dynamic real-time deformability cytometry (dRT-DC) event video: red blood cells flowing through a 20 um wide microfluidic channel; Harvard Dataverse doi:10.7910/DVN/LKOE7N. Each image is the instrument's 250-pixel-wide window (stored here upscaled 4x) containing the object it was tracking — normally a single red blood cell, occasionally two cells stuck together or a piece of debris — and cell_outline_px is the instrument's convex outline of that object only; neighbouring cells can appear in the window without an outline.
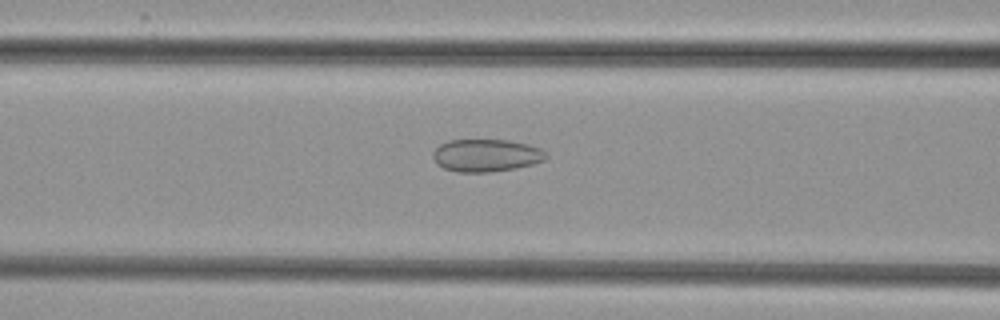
{"species": "common noctule bat (a hibernating species)", "species_latin": "Nyctalus noctula", "temperature_condition": "cold", "stored_images_in_passage": 43, "camera_frame_rate_fps": 3000, "um_per_image_px": 0.085, "animal": {"sex": "female", "body_mass_g": 29.2, "forearm_length_mm": 56.3}, "frame": {"image": 1, "passage_image": 12, "time_ms": 3.667, "image_size_px": [1000, 320], "cell_outline_px": [[548, 156], [544, 160], [532, 164], [516, 168], [488, 172], [456, 172], [444, 168], [436, 164], [432, 156], [432, 152], [440, 144], [448, 140], [508, 140], [528, 144], [540, 148]], "centroid_in_image_um": [41.29, 13.21], "position_along_channel_um": 125.3, "area_um2": 21.5}}
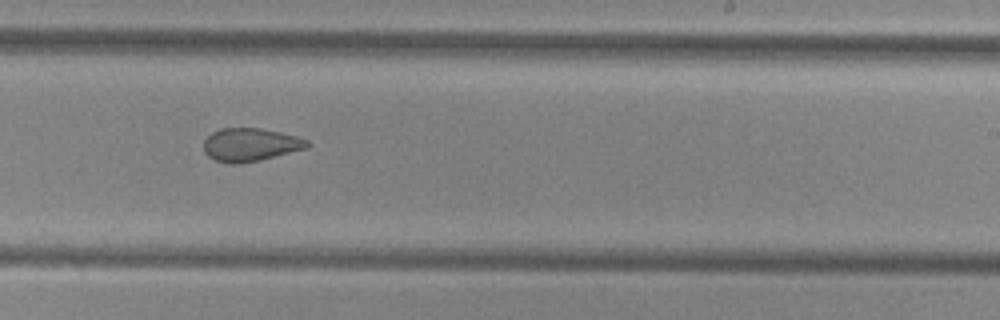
{"frame": {"image": 2, "passage_image": 23, "time_ms": 7.333, "image_size_px": [1000, 320], "cell_outline_px": [[312, 144], [308, 148], [260, 160], [236, 164], [232, 164], [216, 160], [208, 156], [204, 152], [204, 140], [212, 132], [220, 128], [260, 128], [280, 132], [296, 136], [308, 140]], "centroid_in_image_um": [21.3, 12.29], "position_along_channel_um": 267.7, "area_um2": 20.06}}
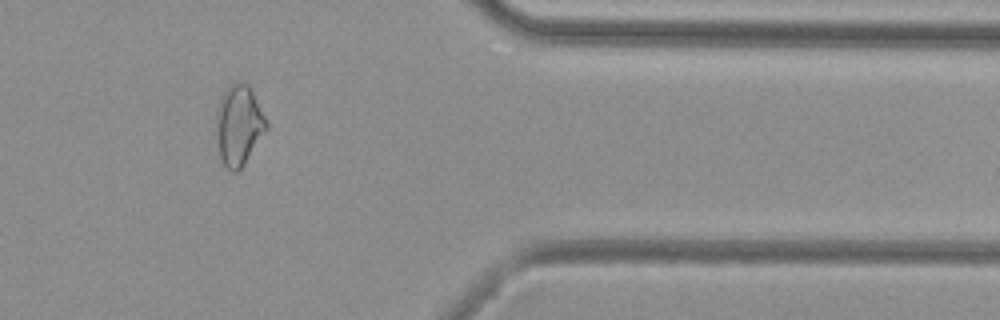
{"frame": {"image": 3, "passage_image": 34, "time_ms": 11.0, "image_size_px": [1000, 320], "cell_outline_px": [[268, 128], [244, 164], [236, 172], [232, 172], [224, 164], [220, 156], [216, 132], [216, 112], [220, 100], [224, 92], [236, 80], [244, 80], [248, 84], [268, 124]], "centroid_in_image_um": [20.29, 10.62], "position_along_channel_um": 391.1, "area_um2": 23.18}}